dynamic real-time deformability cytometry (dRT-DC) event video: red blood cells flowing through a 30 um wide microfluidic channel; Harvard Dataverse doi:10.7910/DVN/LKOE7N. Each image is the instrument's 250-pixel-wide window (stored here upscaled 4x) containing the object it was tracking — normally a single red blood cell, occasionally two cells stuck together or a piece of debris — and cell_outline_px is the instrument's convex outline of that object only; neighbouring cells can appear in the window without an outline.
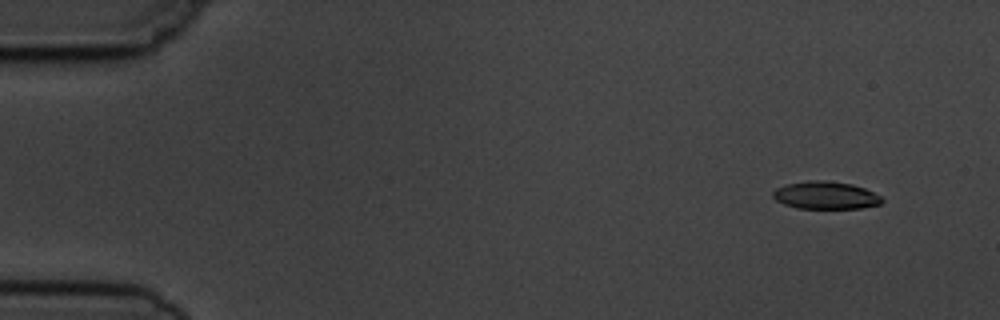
{"species": "common noctule bat (a hibernating species)", "species_latin": "Nyctalus noctula", "temperature_condition": "cold", "stored_images_in_passage": 4, "camera_frame_rate_fps": 3000, "um_per_image_px": 0.085, "animal": {"sex": "male", "body_mass_g": 19.5, "forearm_length_mm": 54.6}, "frame": {"image": 1, "passage_image": 1, "time_ms": 0.0, "image_size_px": [1000, 320], "cell_outline_px": [[884, 200], [880, 204], [860, 208], [796, 208], [784, 204], [776, 200], [772, 196], [772, 192], [776, 188], [784, 184], [808, 180], [828, 180], [852, 184], [864, 188], [880, 196]], "centroid_in_image_um": [70.14, 16.59], "position_along_channel_um": 14.9, "area_um2": 17.63}}